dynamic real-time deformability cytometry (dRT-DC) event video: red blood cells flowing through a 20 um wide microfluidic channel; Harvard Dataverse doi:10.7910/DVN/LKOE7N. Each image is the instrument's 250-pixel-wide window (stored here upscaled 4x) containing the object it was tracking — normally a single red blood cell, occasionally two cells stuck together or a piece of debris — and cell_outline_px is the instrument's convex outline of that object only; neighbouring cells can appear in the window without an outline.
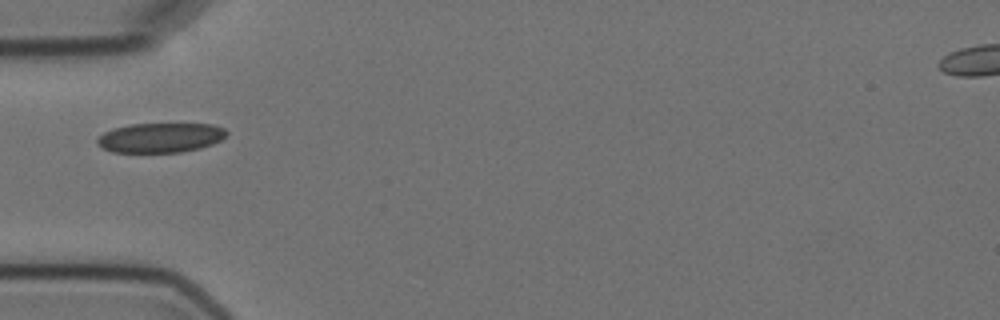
{"species": "Egyptian fruit bat (a non-hibernating species)", "species_latin": "Rousettus aegyptiacus", "temperature_condition": "cold", "stored_images_in_passage": 5, "camera_frame_rate_fps": 3000, "um_per_image_px": 0.085, "animal": {"sex": "female"}, "frame": {"image": 1, "passage_image": 1, "time_ms": 0.0, "image_size_px": [1000, 320], "cell_outline_px": [[228, 132], [220, 140], [212, 144], [200, 148], [180, 152], [112, 152], [96, 144], [96, 140], [104, 132], [112, 128], [128, 124], [212, 124], [224, 128]], "centroid_in_image_um": [13.61, 11.7], "position_along_channel_um": 71.4, "area_um2": 22.31}}
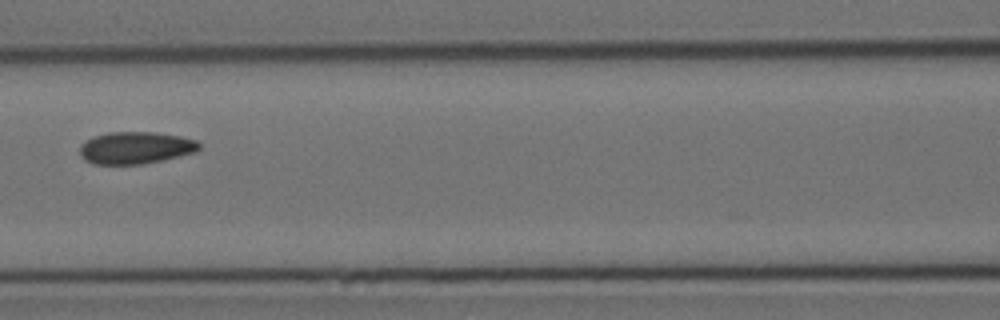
{"frame": {"image": 2, "passage_image": 3, "time_ms": 2.333, "image_size_px": [1000, 320], "cell_outline_px": [[200, 148], [196, 152], [160, 160], [140, 164], [92, 164], [84, 160], [80, 156], [80, 144], [92, 136], [108, 132], [156, 132], [180, 136], [196, 140], [200, 144]], "centroid_in_image_um": [11.48, 12.55], "position_along_channel_um": 155.1, "area_um2": 22.43}}
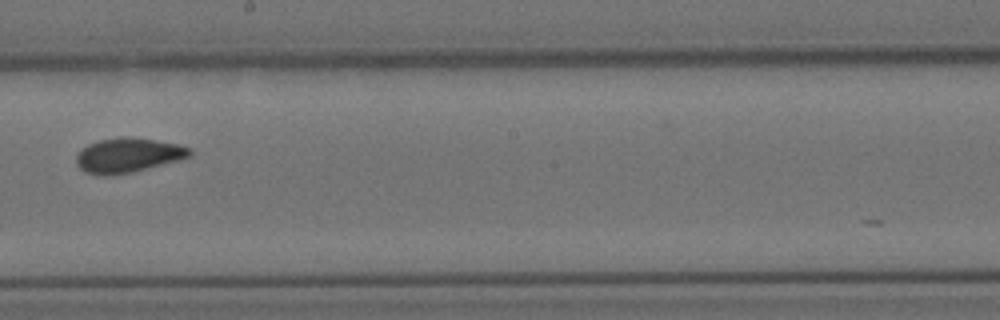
{"frame": {"image": 3, "passage_image": 5, "time_ms": 4.667, "image_size_px": [1000, 320], "cell_outline_px": [[192, 156], [132, 172], [104, 176], [100, 176], [84, 172], [76, 164], [76, 156], [88, 144], [100, 140], [124, 136], [128, 136], [176, 144], [192, 148]], "centroid_in_image_um": [10.86, 13.2], "position_along_channel_um": 237.3, "area_um2": 22.6}}